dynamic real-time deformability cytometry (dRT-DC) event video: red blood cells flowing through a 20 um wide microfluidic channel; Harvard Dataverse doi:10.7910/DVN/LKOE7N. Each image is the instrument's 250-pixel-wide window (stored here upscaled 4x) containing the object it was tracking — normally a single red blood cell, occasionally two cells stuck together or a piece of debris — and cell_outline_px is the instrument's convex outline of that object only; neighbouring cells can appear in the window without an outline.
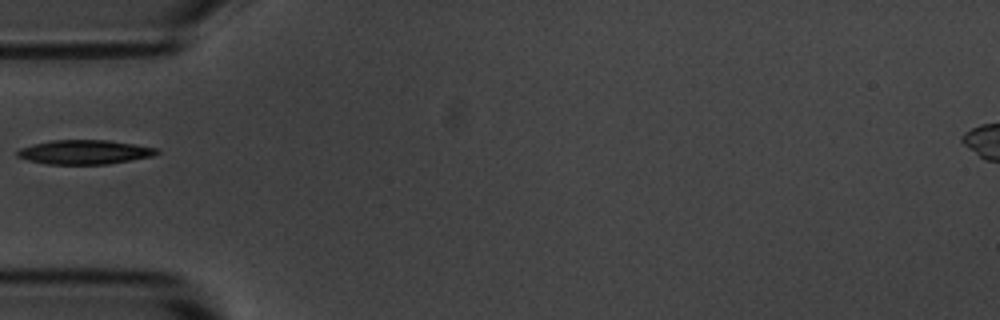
{"species": "common noctule bat (a hibernating species)", "species_latin": "Nyctalus noctula", "temperature_condition": "room temperature", "stored_images_in_passage": 17, "camera_frame_rate_fps": 3000, "um_per_image_px": 0.085, "animal": {"sex": "male", "body_mass_g": 20.1, "forearm_length_mm": 53.5}, "frame": {"image": 1, "passage_image": 1, "time_ms": 0.0, "image_size_px": [1000, 320], "cell_outline_px": [[160, 152], [152, 156], [108, 164], [48, 164], [28, 160], [16, 156], [16, 152], [20, 148], [32, 144], [52, 140], [104, 140], [160, 148]], "centroid_in_image_um": [7.17, 12.93], "position_along_channel_um": 77.8, "area_um2": 19.59}}
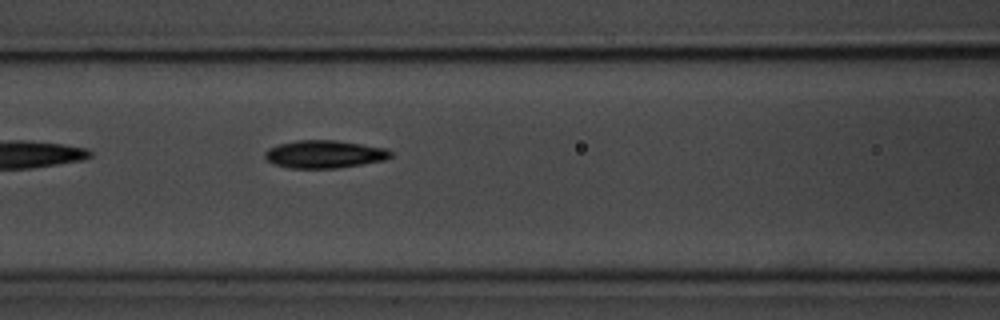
{"frame": {"image": 2, "passage_image": 6, "time_ms": 1.667, "image_size_px": [1000, 320], "cell_outline_px": [[392, 156], [384, 160], [336, 168], [292, 168], [276, 164], [268, 160], [264, 156], [264, 152], [268, 148], [280, 144], [296, 140], [336, 140], [388, 148], [392, 152]], "centroid_in_image_um": [27.6, 13.09], "position_along_channel_um": 139.0, "area_um2": 20.23}}
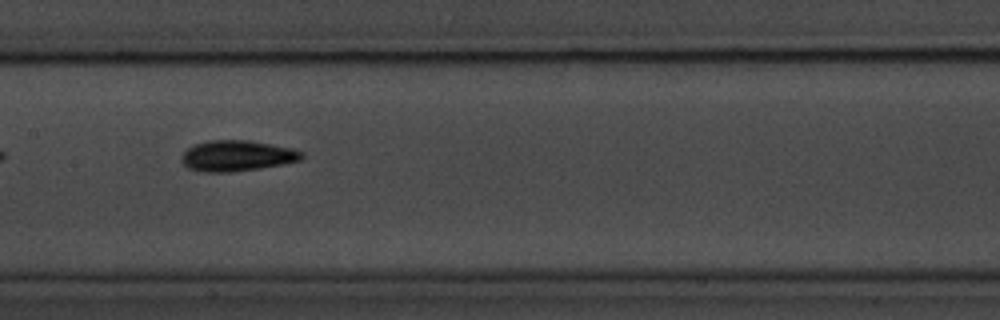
{"frame": {"image": 3, "passage_image": 10, "time_ms": 3.0, "image_size_px": [1000, 320], "cell_outline_px": [[304, 156], [300, 160], [260, 168], [232, 172], [204, 172], [188, 168], [180, 160], [180, 156], [188, 148], [196, 144], [208, 140], [248, 140], [292, 148], [304, 152]], "centroid_in_image_um": [20.12, 13.24], "position_along_channel_um": 187.3, "area_um2": 21.5}}